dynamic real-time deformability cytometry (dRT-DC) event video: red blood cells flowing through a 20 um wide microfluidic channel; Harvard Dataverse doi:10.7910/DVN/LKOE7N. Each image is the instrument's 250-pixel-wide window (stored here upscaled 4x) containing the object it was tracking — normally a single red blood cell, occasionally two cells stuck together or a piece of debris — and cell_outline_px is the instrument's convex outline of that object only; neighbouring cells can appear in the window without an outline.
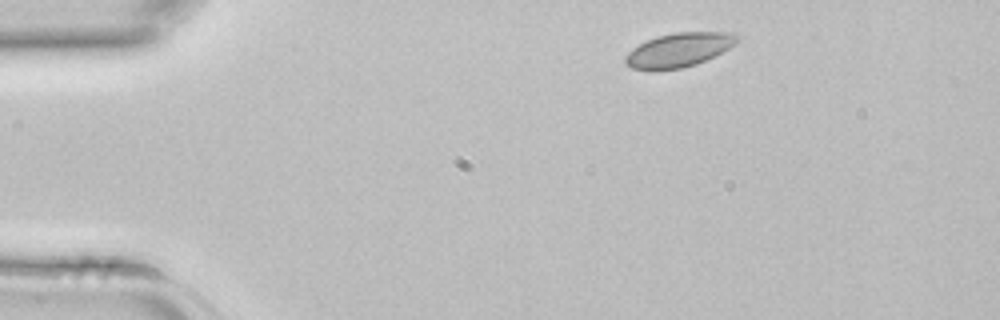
{"species": "common noctule bat (a hibernating species)", "species_latin": "Nyctalus noctula", "temperature_condition": "room temperature", "stored_images_in_passage": 2, "camera_frame_rate_fps": 3000, "um_per_image_px": 0.085, "animal": {"sex": "female", "body_mass_g": 22.7, "forearm_length_mm": 54.2}, "frame": {"image": 1, "passage_image": 1, "time_ms": 0.0, "image_size_px": [1000, 320], "cell_outline_px": [[740, 40], [736, 44], [696, 64], [680, 68], [656, 72], [648, 72], [632, 68], [624, 64], [624, 56], [632, 48], [648, 40], [660, 36], [676, 32], [736, 32]], "centroid_in_image_um": [57.66, 4.27], "position_along_channel_um": 27.3, "area_um2": 22.43}}